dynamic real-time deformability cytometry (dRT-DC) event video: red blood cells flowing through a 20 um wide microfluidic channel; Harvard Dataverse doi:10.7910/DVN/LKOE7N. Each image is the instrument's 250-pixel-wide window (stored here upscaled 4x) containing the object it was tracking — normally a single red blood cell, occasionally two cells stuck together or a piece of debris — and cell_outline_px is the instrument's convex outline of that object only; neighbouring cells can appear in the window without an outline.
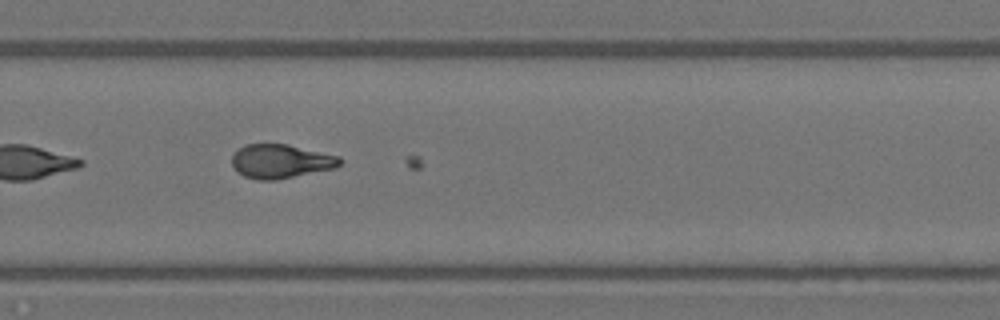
{"species": "Egyptian fruit bat (a non-hibernating species)", "species_latin": "Rousettus aegyptiacus", "temperature_condition": "warm", "stored_images_in_passage": 31, "camera_frame_rate_fps": 3000, "um_per_image_px": 0.085, "animal": {"sex": "female"}, "frame": {"image": 1, "passage_image": 16, "time_ms": 5.0, "image_size_px": [1000, 320], "cell_outline_px": [[340, 164], [336, 168], [276, 180], [256, 180], [244, 176], [236, 172], [232, 164], [232, 156], [244, 144], [288, 144], [340, 156]], "centroid_in_image_um": [23.85, 13.71], "position_along_channel_um": 305.9, "area_um2": 21.44}}
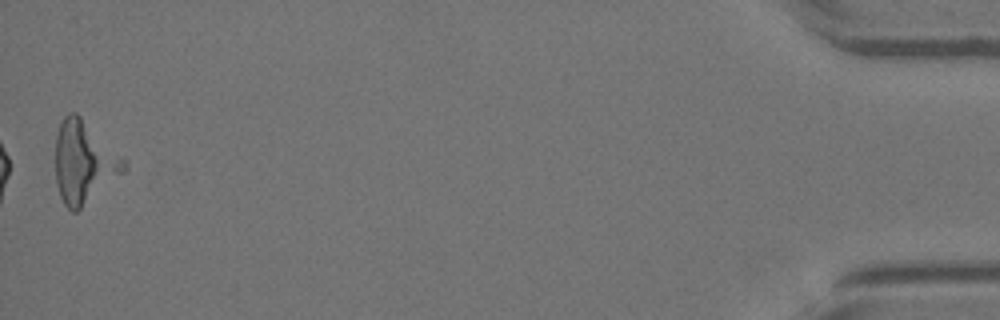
{"frame": {"image": 2, "passage_image": 31, "time_ms": 10.0, "image_size_px": [1000, 320], "cell_outline_px": [[128, 168], [124, 172], [76, 212], [72, 212], [64, 204], [60, 196], [56, 184], [56, 136], [60, 124], [64, 116], [68, 112], [76, 112], [128, 164]], "centroid_in_image_um": [7.1, 13.81], "position_along_channel_um": 428.1, "area_um2": 32.08}}